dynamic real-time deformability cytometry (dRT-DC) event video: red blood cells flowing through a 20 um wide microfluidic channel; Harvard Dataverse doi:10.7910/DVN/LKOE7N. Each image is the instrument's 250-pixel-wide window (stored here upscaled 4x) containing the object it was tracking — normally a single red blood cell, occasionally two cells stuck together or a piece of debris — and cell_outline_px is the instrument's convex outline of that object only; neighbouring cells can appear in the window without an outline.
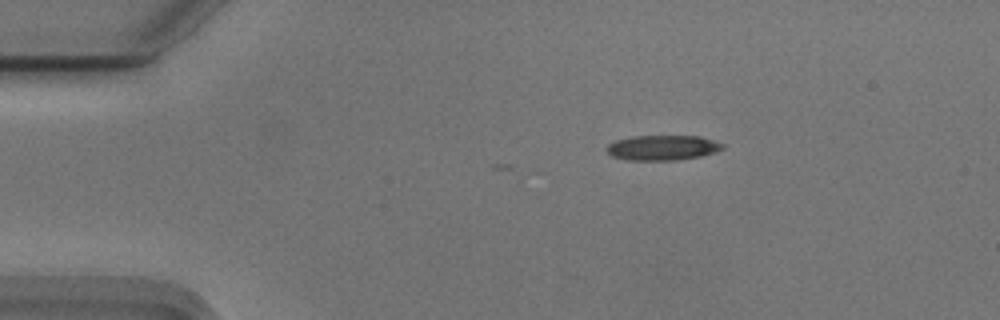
{"species": "Egyptian fruit bat (a non-hibernating species)", "species_latin": "Rousettus aegyptiacus", "temperature_condition": "cold", "stored_images_in_passage": 46, "camera_frame_rate_fps": 3000, "um_per_image_px": 0.085, "animal": {"sex": "male"}, "frame": {"image": 1, "passage_image": 1, "time_ms": 0.0, "image_size_px": [1000, 320], "cell_outline_px": [[724, 148], [716, 152], [700, 156], [680, 160], [624, 160], [612, 156], [608, 152], [608, 144], [616, 140], [632, 136], [700, 136], [724, 144]], "centroid_in_image_um": [56.33, 12.56], "position_along_channel_um": 28.7, "area_um2": 16.94}}
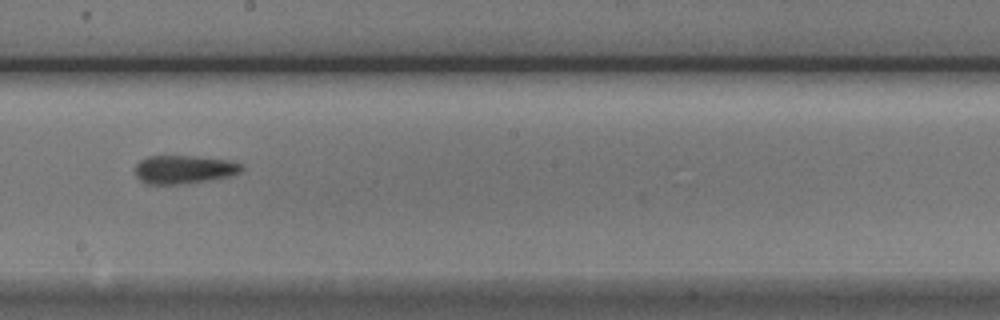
{"frame": {"image": 2, "passage_image": 22, "time_ms": 7.0, "image_size_px": [1000, 320], "cell_outline_px": [[244, 168], [240, 172], [228, 176], [212, 180], [188, 184], [144, 184], [136, 176], [136, 164], [140, 160], [148, 156], [196, 156], [228, 160], [240, 164]], "centroid_in_image_um": [15.62, 14.41], "position_along_channel_um": 232.6, "area_um2": 17.74}}
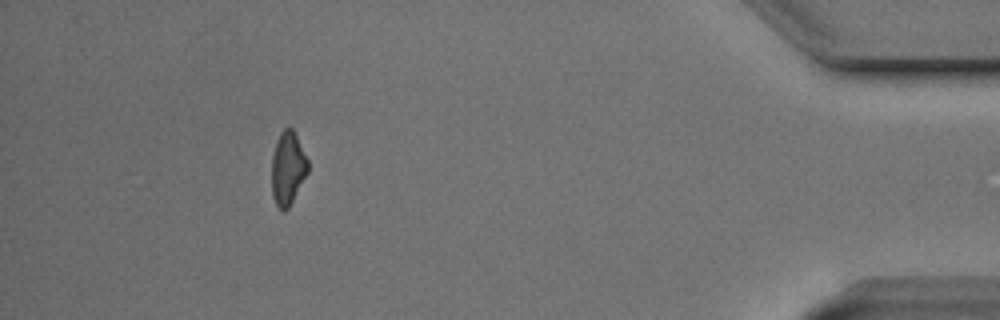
{"frame": {"image": 3, "passage_image": 41, "time_ms": 13.333, "image_size_px": [1000, 320], "cell_outline_px": [[308, 172], [288, 208], [284, 212], [276, 204], [272, 196], [272, 156], [276, 140], [280, 132], [284, 128], [292, 128], [308, 160]], "centroid_in_image_um": [24.45, 14.3], "position_along_channel_um": 410.8, "area_um2": 15.32}, "authors_computed_cell_mechanics": {"area_um2": 17.2533, "velocity_mm_per_s": 3.7562, "shape_relaxation_time_tau1_ms": 9.8984, "shape_relaxation_time_tau2_ms": 4.4826, "deformation_change_tau1": 0.1975, "deformation_change_tau2": 0.1299}}